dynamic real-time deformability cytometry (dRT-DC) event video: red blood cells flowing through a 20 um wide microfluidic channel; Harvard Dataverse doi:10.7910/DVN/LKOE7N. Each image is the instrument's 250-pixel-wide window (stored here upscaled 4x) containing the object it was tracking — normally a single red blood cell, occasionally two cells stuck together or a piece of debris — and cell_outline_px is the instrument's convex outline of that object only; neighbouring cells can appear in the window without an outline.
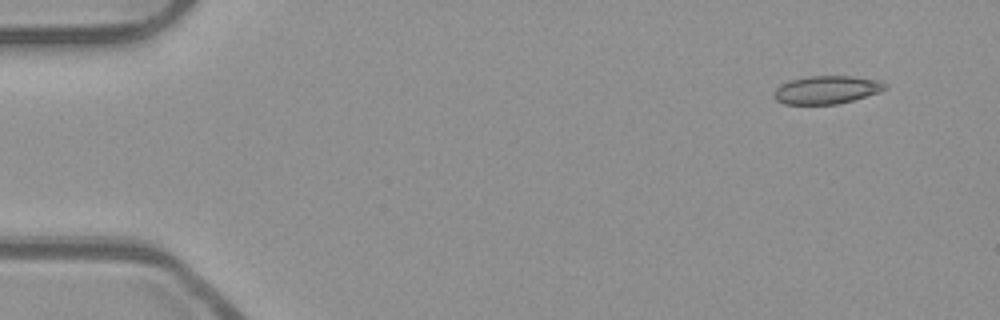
{"species": "common noctule bat (a hibernating species)", "species_latin": "Nyctalus noctula", "temperature_condition": "room temperature", "stored_images_in_passage": 54, "camera_frame_rate_fps": 3000, "um_per_image_px": 0.085, "animal": {"sex": "male", "body_mass_g": 23.1, "forearm_length_mm": 52.7}, "frame": {"image": 1, "passage_image": 5, "time_ms": 1.333, "image_size_px": [1000, 320], "cell_outline_px": [[888, 84], [884, 88], [876, 92], [852, 100], [836, 104], [784, 104], [776, 100], [772, 96], [776, 88], [780, 84], [788, 80], [812, 76], [852, 76], [880, 80]], "centroid_in_image_um": [70.2, 7.62], "position_along_channel_um": 14.8, "area_um2": 18.03}}
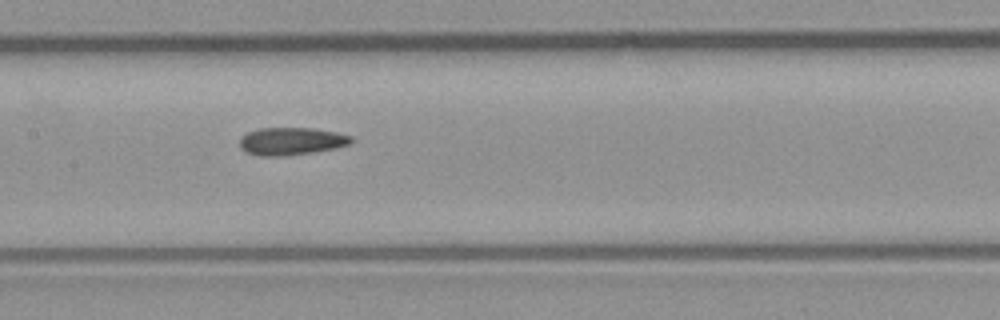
{"frame": {"image": 2, "passage_image": 27, "time_ms": 8.667, "image_size_px": [1000, 320], "cell_outline_px": [[352, 140], [348, 144], [336, 148], [312, 152], [280, 156], [260, 156], [248, 152], [240, 148], [240, 136], [248, 132], [260, 128], [312, 128], [336, 132], [352, 136]], "centroid_in_image_um": [24.74, 11.99], "position_along_channel_um": 182.7, "area_um2": 17.8}}
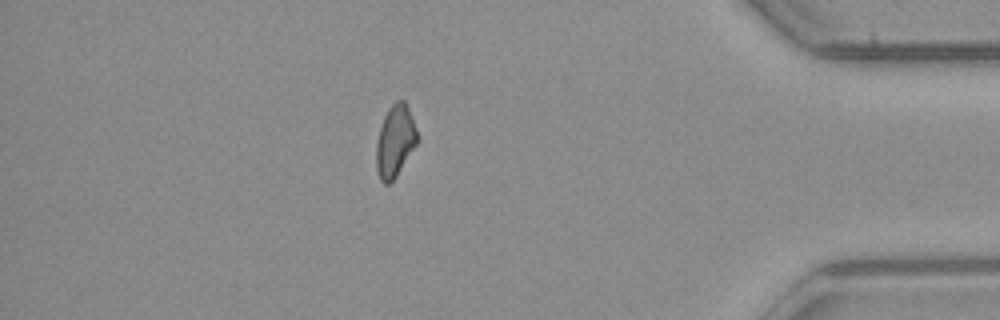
{"frame": {"image": 3, "passage_image": 47, "time_ms": 15.333, "image_size_px": [1000, 320], "cell_outline_px": [[420, 140], [396, 176], [388, 184], [384, 184], [380, 180], [376, 168], [376, 144], [380, 128], [384, 116], [388, 108], [396, 100], [404, 100], [408, 108], [416, 128]], "centroid_in_image_um": [33.59, 11.99], "position_along_channel_um": 401.6, "area_um2": 17.22}, "authors_computed_cell_mechanics": {"area_um2": 17.8313, "velocity_mm_per_s": 3.9133, "shape_relaxation_time_tau1_ms": null, "shape_relaxation_time_tau2_ms": 5.6319, "deformation_change_tau1": null, "deformation_change_tau2": 0.1196}}